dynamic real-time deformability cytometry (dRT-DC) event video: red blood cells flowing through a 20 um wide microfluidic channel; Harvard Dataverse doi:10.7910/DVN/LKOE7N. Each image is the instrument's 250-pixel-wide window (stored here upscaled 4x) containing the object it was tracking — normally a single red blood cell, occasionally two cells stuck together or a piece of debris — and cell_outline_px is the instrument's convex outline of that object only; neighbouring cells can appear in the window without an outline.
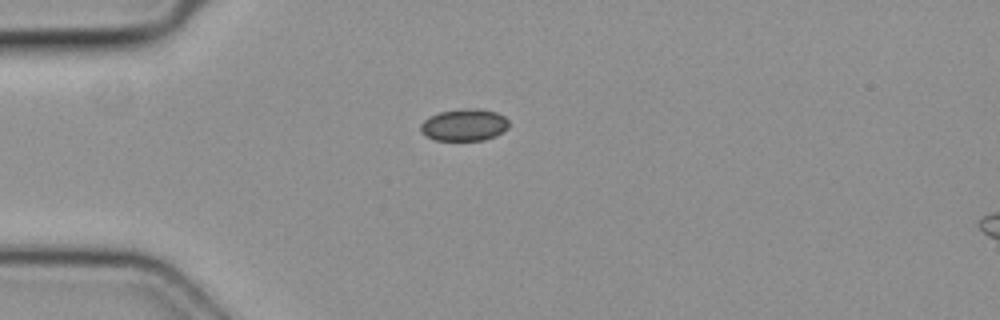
{"species": "common noctule bat (a hibernating species)", "species_latin": "Nyctalus noctula", "temperature_condition": "cold", "stored_images_in_passage": 2, "camera_frame_rate_fps": 3000, "um_per_image_px": 0.085, "animal": {"sex": "female", "body_mass_g": 19.3, "forearm_length_mm": 54.1}, "frame": {"image": 1, "passage_image": 1, "time_ms": 0.0, "image_size_px": [1000, 320], "cell_outline_px": [[508, 128], [496, 136], [484, 140], [436, 140], [420, 132], [420, 124], [428, 116], [440, 112], [460, 108], [476, 108], [496, 112], [504, 116], [508, 120]], "centroid_in_image_um": [39.45, 10.61], "position_along_channel_um": 45.5, "area_um2": 16.59}}